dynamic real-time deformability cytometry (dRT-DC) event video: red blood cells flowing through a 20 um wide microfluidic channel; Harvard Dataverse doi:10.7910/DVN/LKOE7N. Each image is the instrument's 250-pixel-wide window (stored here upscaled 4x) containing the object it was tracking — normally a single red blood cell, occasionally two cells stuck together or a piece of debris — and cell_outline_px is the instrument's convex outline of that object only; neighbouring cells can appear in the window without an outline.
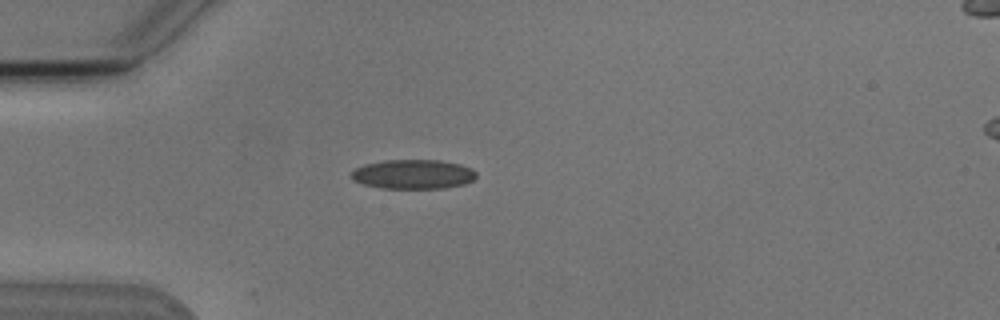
{"species": "Egyptian fruit bat (a non-hibernating species)", "species_latin": "Rousettus aegyptiacus", "temperature_condition": "cold", "stored_images_in_passage": 4, "camera_frame_rate_fps": 3000, "um_per_image_px": 0.085, "animal": {"sex": "male"}, "frame": {"image": 1, "passage_image": 4, "time_ms": 3.333, "image_size_px": [1000, 320], "cell_outline_px": [[476, 176], [472, 180], [464, 184], [448, 188], [380, 188], [364, 184], [352, 180], [352, 172], [356, 168], [364, 164], [384, 160], [440, 160], [460, 164], [472, 168], [476, 172]], "centroid_in_image_um": [35.13, 14.81], "position_along_channel_um": 49.9, "area_um2": 21.44}}